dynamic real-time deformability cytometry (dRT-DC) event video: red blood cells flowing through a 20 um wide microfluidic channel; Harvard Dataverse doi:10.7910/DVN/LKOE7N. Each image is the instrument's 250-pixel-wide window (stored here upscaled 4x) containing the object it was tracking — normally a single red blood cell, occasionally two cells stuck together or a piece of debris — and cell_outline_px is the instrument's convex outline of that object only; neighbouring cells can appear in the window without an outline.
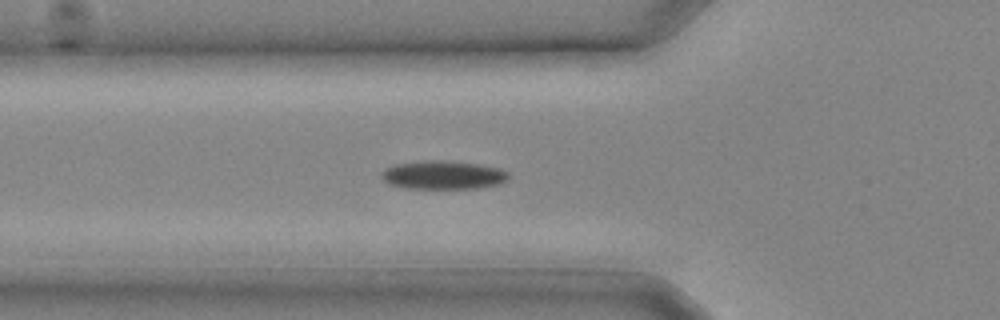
{"species": "common noctule bat (a hibernating species)", "species_latin": "Nyctalus noctula", "temperature_condition": "cold", "stored_images_in_passage": 12, "camera_frame_rate_fps": 3000, "um_per_image_px": 0.085, "animal": {"sex": "male", "body_mass_g": 20.4}, "frame": {"image": 1, "passage_image": 3, "time_ms": 0.667, "image_size_px": [1000, 320], "cell_outline_px": [[508, 180], [500, 184], [476, 188], [408, 188], [388, 184], [380, 176], [380, 172], [384, 168], [396, 164], [424, 160], [444, 160], [476, 164], [500, 168], [508, 172]], "centroid_in_image_um": [37.64, 14.87], "position_along_channel_um": 88.2, "area_um2": 21.15}}
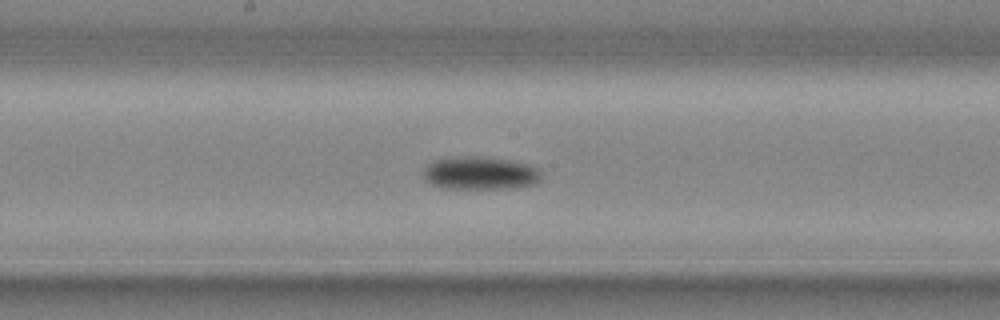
{"frame": {"image": 2, "passage_image": 8, "time_ms": 2.333, "image_size_px": [1000, 320], "cell_outline_px": [[540, 184], [516, 188], [444, 188], [432, 184], [424, 180], [424, 168], [432, 160], [448, 156], [488, 156], [512, 160], [532, 164], [540, 172]], "centroid_in_image_um": [40.84, 14.69], "position_along_channel_um": 207.4, "area_um2": 23.35}}
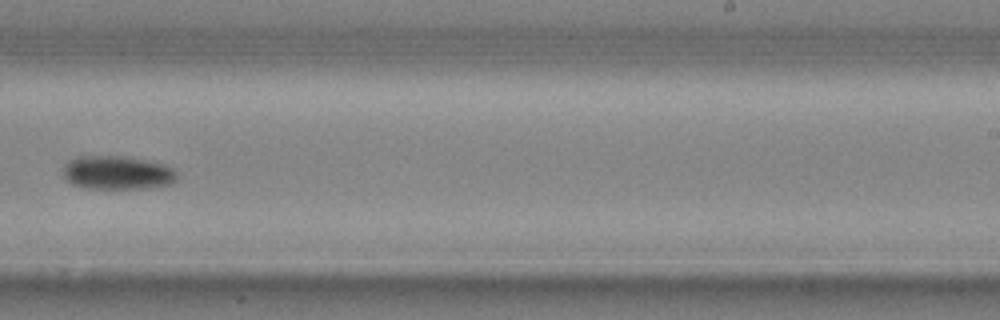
{"frame": {"image": 3, "passage_image": 11, "time_ms": 3.333, "image_size_px": [1000, 320], "cell_outline_px": [[176, 180], [168, 184], [148, 188], [84, 188], [72, 184], [64, 176], [64, 164], [68, 160], [76, 156], [124, 156], [148, 160], [164, 164], [172, 168], [176, 172]], "centroid_in_image_um": [9.95, 14.66], "position_along_channel_um": 279.0, "area_um2": 22.31}}